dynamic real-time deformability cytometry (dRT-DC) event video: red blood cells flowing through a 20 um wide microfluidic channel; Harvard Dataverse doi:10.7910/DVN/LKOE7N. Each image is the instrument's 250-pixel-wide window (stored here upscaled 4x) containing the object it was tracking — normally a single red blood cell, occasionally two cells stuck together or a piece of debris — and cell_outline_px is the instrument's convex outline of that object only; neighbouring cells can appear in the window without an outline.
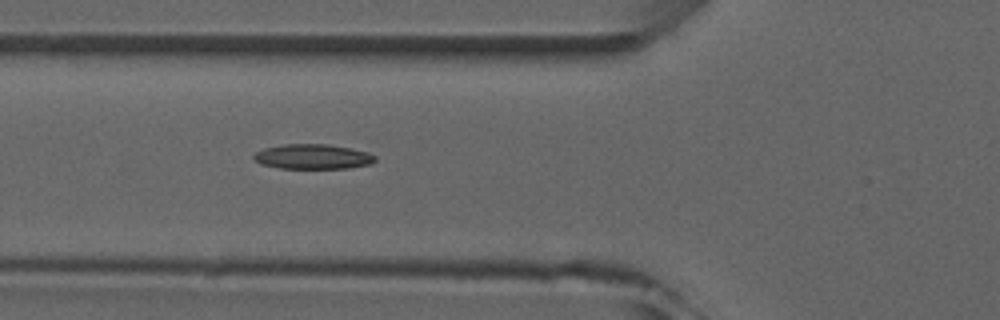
{"species": "common noctule bat (a hibernating species)", "species_latin": "Nyctalus noctula", "temperature_condition": "room temperature", "stored_images_in_passage": 3, "camera_frame_rate_fps": 3000, "um_per_image_px": 0.085, "animal": {"sex": "male", "forearm_length_mm": 52.5}, "frame": {"image": 1, "passage_image": 3, "time_ms": 3.333, "image_size_px": [1000, 320], "cell_outline_px": [[376, 160], [368, 164], [348, 168], [280, 168], [260, 164], [252, 156], [256, 152], [264, 148], [284, 144], [328, 144], [352, 148], [368, 152], [376, 156]], "centroid_in_image_um": [26.59, 13.3], "position_along_channel_um": 99.2, "area_um2": 17.57}}